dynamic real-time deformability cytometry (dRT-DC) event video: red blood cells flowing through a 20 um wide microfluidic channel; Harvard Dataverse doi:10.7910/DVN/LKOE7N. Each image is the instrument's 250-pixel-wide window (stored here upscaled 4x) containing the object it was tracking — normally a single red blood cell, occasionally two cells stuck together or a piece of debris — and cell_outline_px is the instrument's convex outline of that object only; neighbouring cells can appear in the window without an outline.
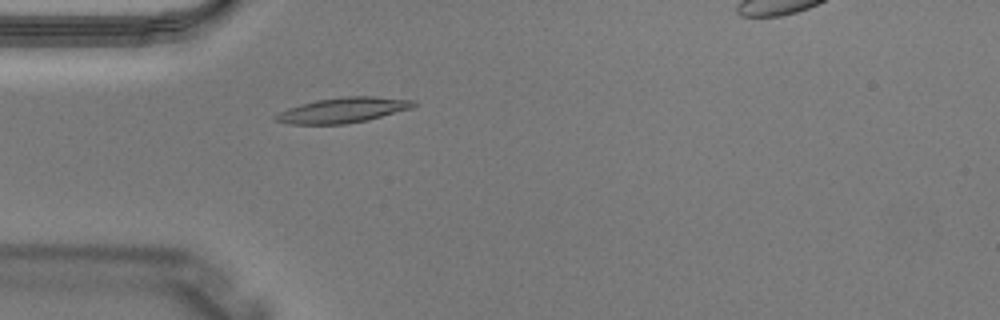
{"species": "Egyptian fruit bat (a non-hibernating species)", "species_latin": "Rousettus aegyptiacus", "temperature_condition": "warm", "stored_images_in_passage": 3, "camera_frame_rate_fps": 3000, "um_per_image_px": 0.085, "animal": {"sex": "male"}, "frame": {"image": 1, "passage_image": 2, "time_ms": 0.333, "image_size_px": [1000, 320], "cell_outline_px": [[416, 104], [412, 108], [368, 120], [344, 124], [292, 124], [272, 120], [272, 116], [288, 108], [316, 100], [348, 96], [372, 96], [416, 100]], "centroid_in_image_um": [29.15, 9.36], "position_along_channel_um": 55.8, "area_um2": 20.23}}